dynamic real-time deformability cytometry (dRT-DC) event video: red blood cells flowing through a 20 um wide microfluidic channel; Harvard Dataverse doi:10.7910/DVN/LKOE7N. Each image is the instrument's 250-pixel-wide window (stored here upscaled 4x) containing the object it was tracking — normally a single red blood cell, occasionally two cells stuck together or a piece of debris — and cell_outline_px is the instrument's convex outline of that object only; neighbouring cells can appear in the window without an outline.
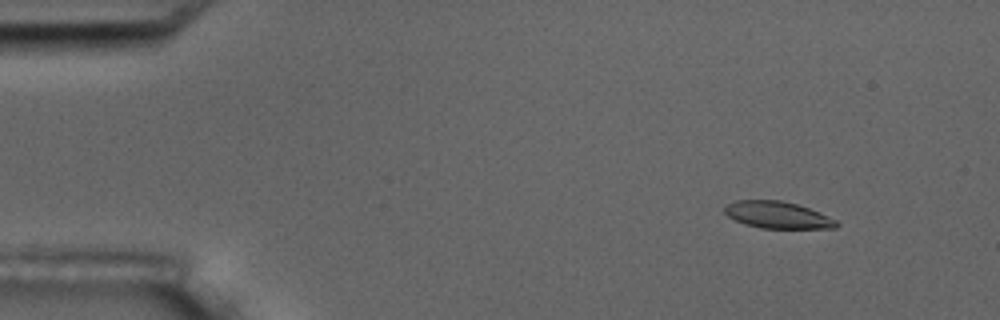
{"species": "common noctule bat (a hibernating species)", "species_latin": "Nyctalus noctula", "temperature_condition": "room temperature", "stored_images_in_passage": 6, "segment_of_instrument_passage": [1, 2], "camera_frame_rate_fps": 3000, "um_per_image_px": 0.085, "animal": {"sex": "male", "body_mass_g": 17.5, "forearm_length_mm": 52.3}, "frame": {"image": 1, "passage_image": 2, "time_ms": 1.0, "image_size_px": [1000, 320], "cell_outline_px": [[840, 224], [836, 228], [760, 228], [744, 224], [728, 216], [724, 212], [724, 208], [728, 204], [736, 200], [780, 200], [796, 204], [808, 208], [836, 220]], "centroid_in_image_um": [66.07, 18.27], "position_along_channel_um": 18.9, "area_um2": 17.34}}